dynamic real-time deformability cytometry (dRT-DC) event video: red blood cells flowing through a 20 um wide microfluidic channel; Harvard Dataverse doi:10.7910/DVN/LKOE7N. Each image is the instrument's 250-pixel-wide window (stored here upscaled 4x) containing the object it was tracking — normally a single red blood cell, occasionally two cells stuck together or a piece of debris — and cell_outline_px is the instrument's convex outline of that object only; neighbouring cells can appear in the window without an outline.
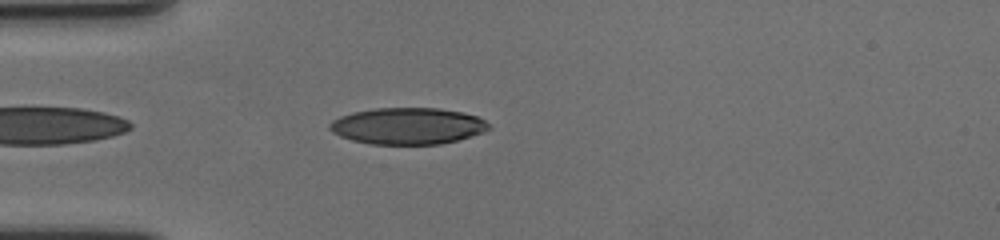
{"species": "human", "species_latin": "Homo sapiens", "temperature_condition": "cold", "stored_images_in_passage": 42, "camera_frame_rate_fps": 3000, "um_per_image_px": 0.085, "donor": {"sex": "female"}, "frame": {"image": 1, "passage_image": 3, "time_ms": 0.667, "image_size_px": [1000, 240], "cell_outline_px": [[492, 128], [484, 132], [456, 140], [440, 144], [372, 144], [352, 140], [340, 136], [332, 132], [328, 128], [328, 124], [332, 120], [340, 116], [352, 112], [376, 108], [440, 108], [460, 112], [476, 116], [484, 120]], "centroid_in_image_um": [34.62, 10.7], "position_along_channel_um": 50.4, "area_um2": 33.87}}
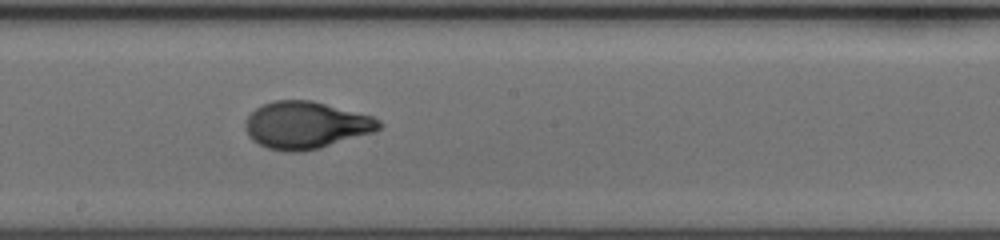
{"frame": {"image": 2, "passage_image": 19, "time_ms": 6.0, "image_size_px": [1000, 240], "cell_outline_px": [[384, 124], [380, 128], [372, 132], [320, 148], [300, 152], [288, 152], [268, 148], [252, 140], [248, 136], [244, 128], [244, 124], [248, 116], [256, 108], [272, 100], [312, 100], [372, 116], [380, 120]], "centroid_in_image_um": [25.98, 10.63], "position_along_channel_um": 222.2, "area_um2": 36.7}}
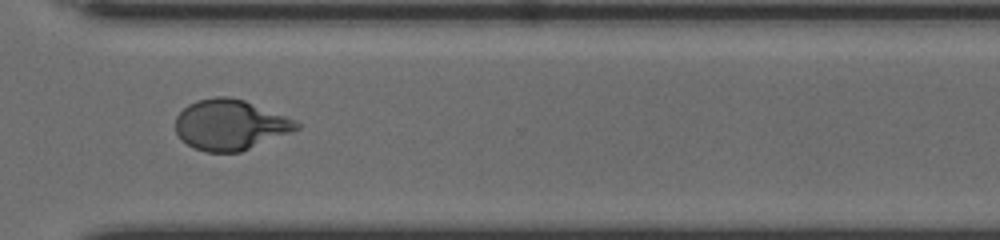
{"frame": {"image": 3, "passage_image": 30, "time_ms": 9.667, "image_size_px": [1000, 240], "cell_outline_px": [[300, 128], [292, 132], [240, 152], [204, 152], [180, 140], [176, 132], [176, 116], [188, 104], [196, 100], [216, 96], [228, 96], [244, 100], [296, 120], [300, 124]], "centroid_in_image_um": [19.55, 10.6], "position_along_channel_um": 351.0, "area_um2": 35.55}, "authors_computed_cell_mechanics": {"area_um2": 35.9805, "velocity_mm_per_s": 3.5018, "shape_relaxation_time_tau1_ms": 4.3738, "shape_relaxation_time_tau2_ms": null, "deformation_change_tau1": 0.2135, "deformation_change_tau2": null}}